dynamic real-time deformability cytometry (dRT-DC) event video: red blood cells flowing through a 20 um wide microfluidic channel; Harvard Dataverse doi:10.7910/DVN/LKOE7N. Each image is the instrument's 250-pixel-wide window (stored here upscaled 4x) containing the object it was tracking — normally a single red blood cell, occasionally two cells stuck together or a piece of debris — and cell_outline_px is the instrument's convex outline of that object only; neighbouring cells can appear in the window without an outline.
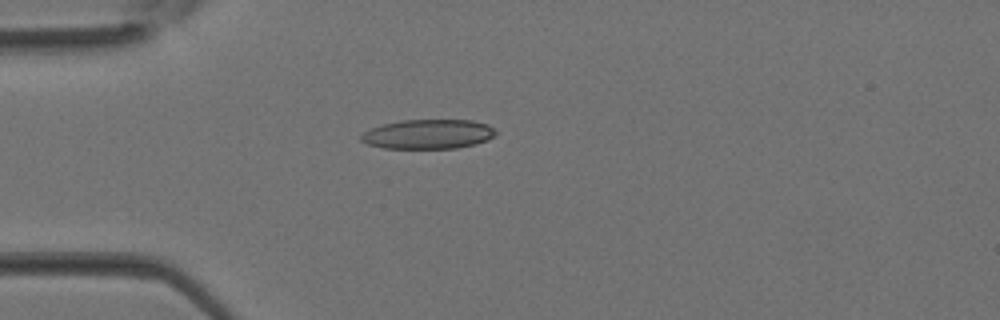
{"species": "Egyptian fruit bat (a non-hibernating species)", "species_latin": "Rousettus aegyptiacus", "temperature_condition": "room temperature", "stored_images_in_passage": 28, "camera_frame_rate_fps": 3000, "um_per_image_px": 0.085, "animal": {"sex": "female"}, "frame": {"image": 1, "passage_image": 1, "time_ms": 0.0, "image_size_px": [1000, 320], "cell_outline_px": [[496, 132], [488, 140], [476, 144], [456, 148], [384, 148], [368, 144], [360, 140], [360, 136], [364, 132], [372, 128], [384, 124], [400, 120], [472, 120], [488, 124]], "centroid_in_image_um": [36.4, 11.4], "position_along_channel_um": 48.6, "area_um2": 23.0}}
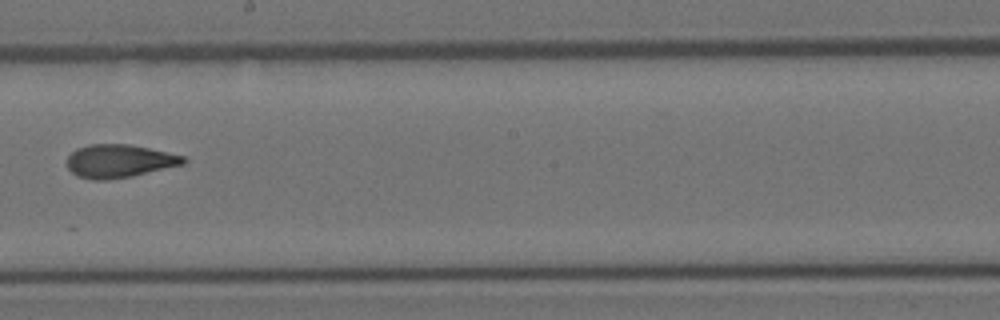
{"frame": {"image": 2, "passage_image": 12, "time_ms": 3.667, "image_size_px": [1000, 320], "cell_outline_px": [[188, 160], [184, 164], [132, 176], [108, 180], [92, 180], [76, 176], [68, 168], [68, 156], [76, 148], [88, 144], [128, 144], [148, 148], [184, 156]], "centroid_in_image_um": [10.12, 13.69], "position_along_channel_um": 238.1, "area_um2": 22.48}}
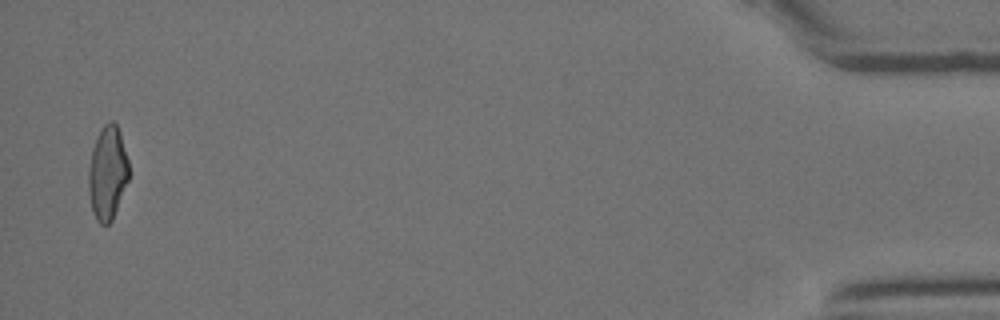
{"frame": {"image": 3, "passage_image": 27, "time_ms": 8.667, "image_size_px": [1000, 320], "cell_outline_px": [[128, 180], [112, 220], [108, 224], [100, 224], [96, 220], [92, 212], [88, 192], [88, 168], [92, 148], [100, 128], [108, 120], [112, 120], [116, 124], [120, 132], [128, 160]], "centroid_in_image_um": [9.11, 14.68], "position_along_channel_um": 426.1, "area_um2": 22.14}}